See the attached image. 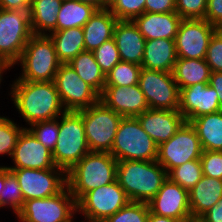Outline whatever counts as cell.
Here are the masks:
<instances>
[{"mask_svg":"<svg viewBox=\"0 0 222 222\" xmlns=\"http://www.w3.org/2000/svg\"><path fill=\"white\" fill-rule=\"evenodd\" d=\"M172 73L180 90L198 83H209L211 69L205 59L177 58Z\"/></svg>","mask_w":222,"mask_h":222,"instance_id":"obj_28","label":"cell"},{"mask_svg":"<svg viewBox=\"0 0 222 222\" xmlns=\"http://www.w3.org/2000/svg\"><path fill=\"white\" fill-rule=\"evenodd\" d=\"M76 219H77V218H75L72 222H76ZM79 222H88V221L81 219V221H79Z\"/></svg>","mask_w":222,"mask_h":222,"instance_id":"obj_54","label":"cell"},{"mask_svg":"<svg viewBox=\"0 0 222 222\" xmlns=\"http://www.w3.org/2000/svg\"><path fill=\"white\" fill-rule=\"evenodd\" d=\"M110 154L124 160L156 161L158 145L144 131L137 117H122Z\"/></svg>","mask_w":222,"mask_h":222,"instance_id":"obj_6","label":"cell"},{"mask_svg":"<svg viewBox=\"0 0 222 222\" xmlns=\"http://www.w3.org/2000/svg\"><path fill=\"white\" fill-rule=\"evenodd\" d=\"M116 0H101V9H109Z\"/></svg>","mask_w":222,"mask_h":222,"instance_id":"obj_52","label":"cell"},{"mask_svg":"<svg viewBox=\"0 0 222 222\" xmlns=\"http://www.w3.org/2000/svg\"><path fill=\"white\" fill-rule=\"evenodd\" d=\"M184 222H206L202 217H188Z\"/></svg>","mask_w":222,"mask_h":222,"instance_id":"obj_53","label":"cell"},{"mask_svg":"<svg viewBox=\"0 0 222 222\" xmlns=\"http://www.w3.org/2000/svg\"><path fill=\"white\" fill-rule=\"evenodd\" d=\"M117 163L109 152H89L67 171V187L76 202L87 192L114 182Z\"/></svg>","mask_w":222,"mask_h":222,"instance_id":"obj_3","label":"cell"},{"mask_svg":"<svg viewBox=\"0 0 222 222\" xmlns=\"http://www.w3.org/2000/svg\"><path fill=\"white\" fill-rule=\"evenodd\" d=\"M137 119L158 146L168 141L186 122L179 110L147 109Z\"/></svg>","mask_w":222,"mask_h":222,"instance_id":"obj_20","label":"cell"},{"mask_svg":"<svg viewBox=\"0 0 222 222\" xmlns=\"http://www.w3.org/2000/svg\"><path fill=\"white\" fill-rule=\"evenodd\" d=\"M8 86L7 95L12 108L19 114L17 117L26 122L24 128L39 121L56 119L66 111L53 81L11 80Z\"/></svg>","mask_w":222,"mask_h":222,"instance_id":"obj_1","label":"cell"},{"mask_svg":"<svg viewBox=\"0 0 222 222\" xmlns=\"http://www.w3.org/2000/svg\"><path fill=\"white\" fill-rule=\"evenodd\" d=\"M77 217V202L66 186L60 193L25 201L16 215L18 222H72Z\"/></svg>","mask_w":222,"mask_h":222,"instance_id":"obj_8","label":"cell"},{"mask_svg":"<svg viewBox=\"0 0 222 222\" xmlns=\"http://www.w3.org/2000/svg\"><path fill=\"white\" fill-rule=\"evenodd\" d=\"M27 129L45 147L54 150L59 136V117L31 124Z\"/></svg>","mask_w":222,"mask_h":222,"instance_id":"obj_36","label":"cell"},{"mask_svg":"<svg viewBox=\"0 0 222 222\" xmlns=\"http://www.w3.org/2000/svg\"><path fill=\"white\" fill-rule=\"evenodd\" d=\"M63 0H32L29 16L33 35H49L56 31L57 14Z\"/></svg>","mask_w":222,"mask_h":222,"instance_id":"obj_26","label":"cell"},{"mask_svg":"<svg viewBox=\"0 0 222 222\" xmlns=\"http://www.w3.org/2000/svg\"><path fill=\"white\" fill-rule=\"evenodd\" d=\"M53 82L66 111L86 109L100 100V95L69 64L60 65Z\"/></svg>","mask_w":222,"mask_h":222,"instance_id":"obj_14","label":"cell"},{"mask_svg":"<svg viewBox=\"0 0 222 222\" xmlns=\"http://www.w3.org/2000/svg\"><path fill=\"white\" fill-rule=\"evenodd\" d=\"M32 0H0V9L29 11Z\"/></svg>","mask_w":222,"mask_h":222,"instance_id":"obj_45","label":"cell"},{"mask_svg":"<svg viewBox=\"0 0 222 222\" xmlns=\"http://www.w3.org/2000/svg\"><path fill=\"white\" fill-rule=\"evenodd\" d=\"M147 222H184V221H180V220L170 218V217H165V216H158L150 212L147 218Z\"/></svg>","mask_w":222,"mask_h":222,"instance_id":"obj_48","label":"cell"},{"mask_svg":"<svg viewBox=\"0 0 222 222\" xmlns=\"http://www.w3.org/2000/svg\"><path fill=\"white\" fill-rule=\"evenodd\" d=\"M203 176L202 164L200 159L187 161L171 169L167 177L188 192L201 180Z\"/></svg>","mask_w":222,"mask_h":222,"instance_id":"obj_33","label":"cell"},{"mask_svg":"<svg viewBox=\"0 0 222 222\" xmlns=\"http://www.w3.org/2000/svg\"><path fill=\"white\" fill-rule=\"evenodd\" d=\"M79 112L82 115L90 152L110 153L122 116L100 100Z\"/></svg>","mask_w":222,"mask_h":222,"instance_id":"obj_7","label":"cell"},{"mask_svg":"<svg viewBox=\"0 0 222 222\" xmlns=\"http://www.w3.org/2000/svg\"><path fill=\"white\" fill-rule=\"evenodd\" d=\"M68 64L75 70L77 75L99 95L103 93L106 76L101 71L92 51L79 53Z\"/></svg>","mask_w":222,"mask_h":222,"instance_id":"obj_30","label":"cell"},{"mask_svg":"<svg viewBox=\"0 0 222 222\" xmlns=\"http://www.w3.org/2000/svg\"><path fill=\"white\" fill-rule=\"evenodd\" d=\"M177 58L175 39L146 40L141 67L172 73Z\"/></svg>","mask_w":222,"mask_h":222,"instance_id":"obj_23","label":"cell"},{"mask_svg":"<svg viewBox=\"0 0 222 222\" xmlns=\"http://www.w3.org/2000/svg\"><path fill=\"white\" fill-rule=\"evenodd\" d=\"M130 200L117 179L87 192L77 202V217L88 222H103L114 215Z\"/></svg>","mask_w":222,"mask_h":222,"instance_id":"obj_10","label":"cell"},{"mask_svg":"<svg viewBox=\"0 0 222 222\" xmlns=\"http://www.w3.org/2000/svg\"><path fill=\"white\" fill-rule=\"evenodd\" d=\"M145 2L146 0H116L109 10L118 20L133 21L145 12Z\"/></svg>","mask_w":222,"mask_h":222,"instance_id":"obj_39","label":"cell"},{"mask_svg":"<svg viewBox=\"0 0 222 222\" xmlns=\"http://www.w3.org/2000/svg\"><path fill=\"white\" fill-rule=\"evenodd\" d=\"M76 1L90 4L94 6L97 10L101 9V0H76Z\"/></svg>","mask_w":222,"mask_h":222,"instance_id":"obj_51","label":"cell"},{"mask_svg":"<svg viewBox=\"0 0 222 222\" xmlns=\"http://www.w3.org/2000/svg\"><path fill=\"white\" fill-rule=\"evenodd\" d=\"M157 161L124 160L117 163L116 179L130 201L148 203L167 179Z\"/></svg>","mask_w":222,"mask_h":222,"instance_id":"obj_2","label":"cell"},{"mask_svg":"<svg viewBox=\"0 0 222 222\" xmlns=\"http://www.w3.org/2000/svg\"><path fill=\"white\" fill-rule=\"evenodd\" d=\"M142 67L138 64L120 61L105 77V86H134L139 83Z\"/></svg>","mask_w":222,"mask_h":222,"instance_id":"obj_34","label":"cell"},{"mask_svg":"<svg viewBox=\"0 0 222 222\" xmlns=\"http://www.w3.org/2000/svg\"><path fill=\"white\" fill-rule=\"evenodd\" d=\"M61 64L50 37L48 35H33L27 42L19 60L12 67L13 70H17L18 67L21 70V73L15 74L14 80L54 81L55 74Z\"/></svg>","mask_w":222,"mask_h":222,"instance_id":"obj_4","label":"cell"},{"mask_svg":"<svg viewBox=\"0 0 222 222\" xmlns=\"http://www.w3.org/2000/svg\"><path fill=\"white\" fill-rule=\"evenodd\" d=\"M197 132L203 151H222V110L190 121Z\"/></svg>","mask_w":222,"mask_h":222,"instance_id":"obj_27","label":"cell"},{"mask_svg":"<svg viewBox=\"0 0 222 222\" xmlns=\"http://www.w3.org/2000/svg\"><path fill=\"white\" fill-rule=\"evenodd\" d=\"M32 36L29 11L0 9V58L13 67Z\"/></svg>","mask_w":222,"mask_h":222,"instance_id":"obj_9","label":"cell"},{"mask_svg":"<svg viewBox=\"0 0 222 222\" xmlns=\"http://www.w3.org/2000/svg\"><path fill=\"white\" fill-rule=\"evenodd\" d=\"M205 20L222 29V0H208Z\"/></svg>","mask_w":222,"mask_h":222,"instance_id":"obj_43","label":"cell"},{"mask_svg":"<svg viewBox=\"0 0 222 222\" xmlns=\"http://www.w3.org/2000/svg\"><path fill=\"white\" fill-rule=\"evenodd\" d=\"M97 9L76 0H63L57 14L56 31L83 27Z\"/></svg>","mask_w":222,"mask_h":222,"instance_id":"obj_31","label":"cell"},{"mask_svg":"<svg viewBox=\"0 0 222 222\" xmlns=\"http://www.w3.org/2000/svg\"><path fill=\"white\" fill-rule=\"evenodd\" d=\"M100 101L122 117H137L149 109L139 84L127 87L105 86Z\"/></svg>","mask_w":222,"mask_h":222,"instance_id":"obj_19","label":"cell"},{"mask_svg":"<svg viewBox=\"0 0 222 222\" xmlns=\"http://www.w3.org/2000/svg\"><path fill=\"white\" fill-rule=\"evenodd\" d=\"M139 86L149 109L178 110L180 90L173 73L141 69Z\"/></svg>","mask_w":222,"mask_h":222,"instance_id":"obj_13","label":"cell"},{"mask_svg":"<svg viewBox=\"0 0 222 222\" xmlns=\"http://www.w3.org/2000/svg\"><path fill=\"white\" fill-rule=\"evenodd\" d=\"M151 213L185 221L191 216L188 191L167 178L147 203Z\"/></svg>","mask_w":222,"mask_h":222,"instance_id":"obj_16","label":"cell"},{"mask_svg":"<svg viewBox=\"0 0 222 222\" xmlns=\"http://www.w3.org/2000/svg\"><path fill=\"white\" fill-rule=\"evenodd\" d=\"M23 129L22 123L17 124L15 118L6 116V113L0 114V157H12L18 136Z\"/></svg>","mask_w":222,"mask_h":222,"instance_id":"obj_35","label":"cell"},{"mask_svg":"<svg viewBox=\"0 0 222 222\" xmlns=\"http://www.w3.org/2000/svg\"><path fill=\"white\" fill-rule=\"evenodd\" d=\"M208 0H176V12L182 19H205Z\"/></svg>","mask_w":222,"mask_h":222,"instance_id":"obj_41","label":"cell"},{"mask_svg":"<svg viewBox=\"0 0 222 222\" xmlns=\"http://www.w3.org/2000/svg\"><path fill=\"white\" fill-rule=\"evenodd\" d=\"M188 195L191 216L201 217L222 197V180L203 175Z\"/></svg>","mask_w":222,"mask_h":222,"instance_id":"obj_25","label":"cell"},{"mask_svg":"<svg viewBox=\"0 0 222 222\" xmlns=\"http://www.w3.org/2000/svg\"><path fill=\"white\" fill-rule=\"evenodd\" d=\"M200 161L204 176L222 180V151H202Z\"/></svg>","mask_w":222,"mask_h":222,"instance_id":"obj_42","label":"cell"},{"mask_svg":"<svg viewBox=\"0 0 222 222\" xmlns=\"http://www.w3.org/2000/svg\"><path fill=\"white\" fill-rule=\"evenodd\" d=\"M182 18L177 12H144L133 22L146 40L175 39Z\"/></svg>","mask_w":222,"mask_h":222,"instance_id":"obj_22","label":"cell"},{"mask_svg":"<svg viewBox=\"0 0 222 222\" xmlns=\"http://www.w3.org/2000/svg\"><path fill=\"white\" fill-rule=\"evenodd\" d=\"M12 67L2 58H0V90L3 88V86H6L2 83H4V75H7V72L10 70L11 71Z\"/></svg>","mask_w":222,"mask_h":222,"instance_id":"obj_49","label":"cell"},{"mask_svg":"<svg viewBox=\"0 0 222 222\" xmlns=\"http://www.w3.org/2000/svg\"><path fill=\"white\" fill-rule=\"evenodd\" d=\"M145 12H150V13L176 12V0H146Z\"/></svg>","mask_w":222,"mask_h":222,"instance_id":"obj_44","label":"cell"},{"mask_svg":"<svg viewBox=\"0 0 222 222\" xmlns=\"http://www.w3.org/2000/svg\"><path fill=\"white\" fill-rule=\"evenodd\" d=\"M0 164V193L3 190L5 177H6V165Z\"/></svg>","mask_w":222,"mask_h":222,"instance_id":"obj_50","label":"cell"},{"mask_svg":"<svg viewBox=\"0 0 222 222\" xmlns=\"http://www.w3.org/2000/svg\"><path fill=\"white\" fill-rule=\"evenodd\" d=\"M10 166L7 168L50 169L56 165L52 151L41 144L27 129L18 136Z\"/></svg>","mask_w":222,"mask_h":222,"instance_id":"obj_17","label":"cell"},{"mask_svg":"<svg viewBox=\"0 0 222 222\" xmlns=\"http://www.w3.org/2000/svg\"><path fill=\"white\" fill-rule=\"evenodd\" d=\"M217 29L205 19H182L175 37L177 57L205 59L209 41Z\"/></svg>","mask_w":222,"mask_h":222,"instance_id":"obj_15","label":"cell"},{"mask_svg":"<svg viewBox=\"0 0 222 222\" xmlns=\"http://www.w3.org/2000/svg\"><path fill=\"white\" fill-rule=\"evenodd\" d=\"M209 85L215 89L222 108V72H211Z\"/></svg>","mask_w":222,"mask_h":222,"instance_id":"obj_47","label":"cell"},{"mask_svg":"<svg viewBox=\"0 0 222 222\" xmlns=\"http://www.w3.org/2000/svg\"><path fill=\"white\" fill-rule=\"evenodd\" d=\"M211 72H222V29H217L212 35L205 57Z\"/></svg>","mask_w":222,"mask_h":222,"instance_id":"obj_40","label":"cell"},{"mask_svg":"<svg viewBox=\"0 0 222 222\" xmlns=\"http://www.w3.org/2000/svg\"><path fill=\"white\" fill-rule=\"evenodd\" d=\"M118 19L109 9H99L85 23L83 28L85 51H93L105 41L113 38Z\"/></svg>","mask_w":222,"mask_h":222,"instance_id":"obj_24","label":"cell"},{"mask_svg":"<svg viewBox=\"0 0 222 222\" xmlns=\"http://www.w3.org/2000/svg\"><path fill=\"white\" fill-rule=\"evenodd\" d=\"M149 213L147 203L129 201L123 208L103 222H147Z\"/></svg>","mask_w":222,"mask_h":222,"instance_id":"obj_37","label":"cell"},{"mask_svg":"<svg viewBox=\"0 0 222 222\" xmlns=\"http://www.w3.org/2000/svg\"><path fill=\"white\" fill-rule=\"evenodd\" d=\"M201 217L206 222H222V197Z\"/></svg>","mask_w":222,"mask_h":222,"instance_id":"obj_46","label":"cell"},{"mask_svg":"<svg viewBox=\"0 0 222 222\" xmlns=\"http://www.w3.org/2000/svg\"><path fill=\"white\" fill-rule=\"evenodd\" d=\"M202 151L196 130L190 122H185L168 141L158 146L156 161L168 173L187 161L200 159Z\"/></svg>","mask_w":222,"mask_h":222,"instance_id":"obj_12","label":"cell"},{"mask_svg":"<svg viewBox=\"0 0 222 222\" xmlns=\"http://www.w3.org/2000/svg\"><path fill=\"white\" fill-rule=\"evenodd\" d=\"M113 38L116 42L121 61L141 66L146 39L137 25L131 20H118Z\"/></svg>","mask_w":222,"mask_h":222,"instance_id":"obj_21","label":"cell"},{"mask_svg":"<svg viewBox=\"0 0 222 222\" xmlns=\"http://www.w3.org/2000/svg\"><path fill=\"white\" fill-rule=\"evenodd\" d=\"M92 52L105 76L121 61L114 38L105 41L100 47L94 49Z\"/></svg>","mask_w":222,"mask_h":222,"instance_id":"obj_38","label":"cell"},{"mask_svg":"<svg viewBox=\"0 0 222 222\" xmlns=\"http://www.w3.org/2000/svg\"><path fill=\"white\" fill-rule=\"evenodd\" d=\"M179 112L186 122L222 110L218 95L209 83H198L180 89Z\"/></svg>","mask_w":222,"mask_h":222,"instance_id":"obj_18","label":"cell"},{"mask_svg":"<svg viewBox=\"0 0 222 222\" xmlns=\"http://www.w3.org/2000/svg\"><path fill=\"white\" fill-rule=\"evenodd\" d=\"M89 152L81 113L65 111L59 116V136L52 151L55 165L67 172Z\"/></svg>","mask_w":222,"mask_h":222,"instance_id":"obj_5","label":"cell"},{"mask_svg":"<svg viewBox=\"0 0 222 222\" xmlns=\"http://www.w3.org/2000/svg\"><path fill=\"white\" fill-rule=\"evenodd\" d=\"M48 36L53 41L58 59L62 64H68L79 53L85 51L82 27L54 31Z\"/></svg>","mask_w":222,"mask_h":222,"instance_id":"obj_29","label":"cell"},{"mask_svg":"<svg viewBox=\"0 0 222 222\" xmlns=\"http://www.w3.org/2000/svg\"><path fill=\"white\" fill-rule=\"evenodd\" d=\"M23 194L15 174L6 167V177L3 190L0 193V210L10 209L15 216L24 206Z\"/></svg>","mask_w":222,"mask_h":222,"instance_id":"obj_32","label":"cell"},{"mask_svg":"<svg viewBox=\"0 0 222 222\" xmlns=\"http://www.w3.org/2000/svg\"><path fill=\"white\" fill-rule=\"evenodd\" d=\"M8 169L18 179L24 202L56 195L67 186V172L57 166L50 169Z\"/></svg>","mask_w":222,"mask_h":222,"instance_id":"obj_11","label":"cell"}]
</instances>
